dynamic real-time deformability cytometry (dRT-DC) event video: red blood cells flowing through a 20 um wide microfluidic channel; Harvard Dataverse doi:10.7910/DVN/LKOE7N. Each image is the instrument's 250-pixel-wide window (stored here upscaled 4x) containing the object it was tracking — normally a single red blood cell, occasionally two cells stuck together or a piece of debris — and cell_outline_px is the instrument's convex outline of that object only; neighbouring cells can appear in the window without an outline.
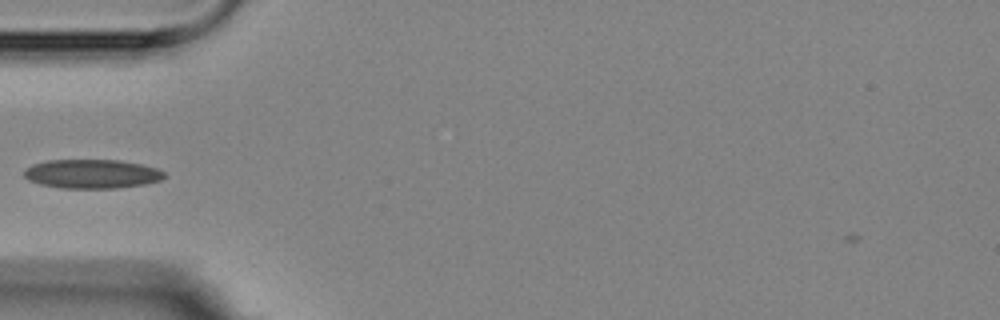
{"species": "Egyptian fruit bat (a non-hibernating species)", "species_latin": "Rousettus aegyptiacus", "temperature_condition": "room temperature", "stored_images_in_passage": 1, "camera_frame_rate_fps": 3000, "um_per_image_px": 0.085, "animal": {"sex": "female"}, "frame": {"image": 1, "passage_image": 1, "time_ms": 0.0, "image_size_px": [1000, 320], "cell_outline_px": [[168, 176], [160, 180], [144, 184], [116, 188], [60, 188], [40, 184], [28, 180], [24, 176], [24, 168], [32, 164], [48, 160], [120, 160], [140, 164], [156, 168], [164, 172]], "centroid_in_image_um": [7.79, 14.78], "position_along_channel_um": 77.2, "area_um2": 23.81}}